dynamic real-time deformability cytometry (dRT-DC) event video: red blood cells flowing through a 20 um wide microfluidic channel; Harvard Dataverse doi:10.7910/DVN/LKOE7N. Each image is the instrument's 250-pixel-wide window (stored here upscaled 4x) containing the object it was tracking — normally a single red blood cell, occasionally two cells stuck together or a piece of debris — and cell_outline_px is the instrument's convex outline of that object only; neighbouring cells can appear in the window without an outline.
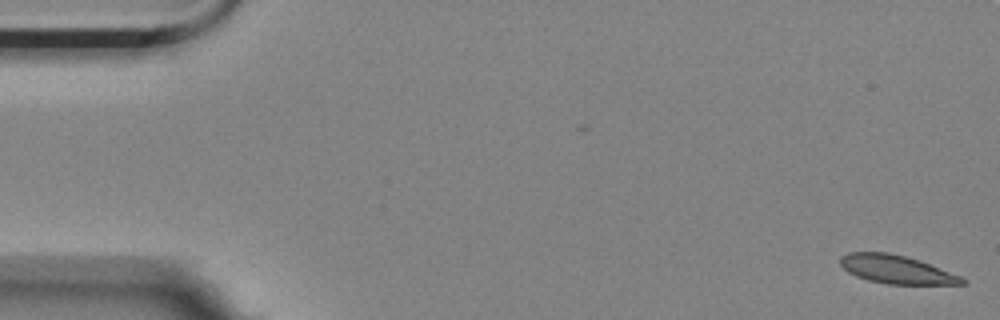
{"species": "Egyptian fruit bat (a non-hibernating species)", "species_latin": "Rousettus aegyptiacus", "temperature_condition": "room temperature", "stored_images_in_passage": 43, "camera_frame_rate_fps": 3000, "um_per_image_px": 0.085, "animal": {"sex": "female"}, "frame": {"image": 1, "passage_image": 1, "time_ms": 0.0, "image_size_px": [1000, 320], "cell_outline_px": [[968, 284], [884, 284], [868, 280], [856, 276], [848, 272], [840, 264], [840, 256], [848, 252], [888, 252], [904, 256], [928, 264], [960, 276], [968, 280]], "centroid_in_image_um": [76.16, 22.91], "position_along_channel_um": 8.8, "area_um2": 19.94}}
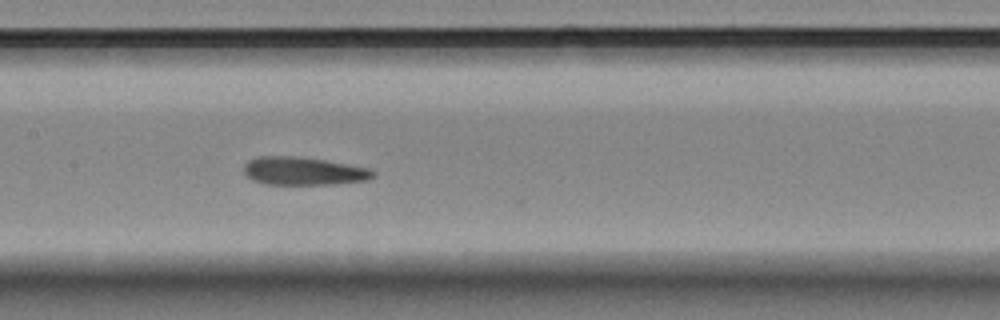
{"frame": {"image": 2, "passage_image": 27, "time_ms": 8.667, "image_size_px": [1000, 320], "cell_outline_px": [[376, 176], [368, 180], [332, 184], [264, 184], [252, 180], [244, 172], [244, 164], [248, 160], [260, 156], [292, 156], [324, 160], [368, 168], [376, 172]], "centroid_in_image_um": [25.79, 14.54], "position_along_channel_um": 181.6, "area_um2": 21.04}}
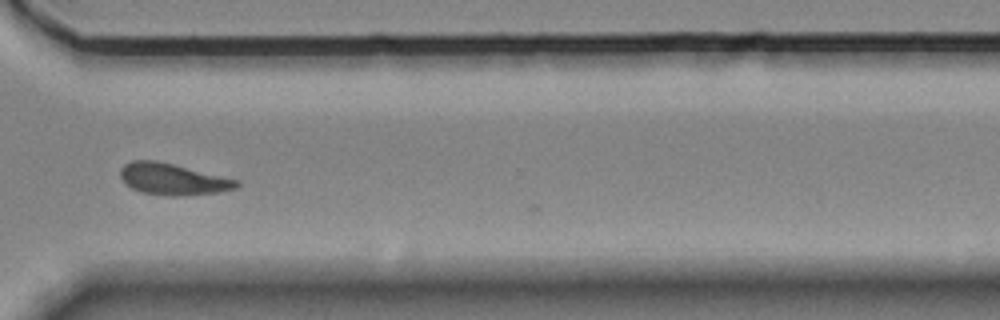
{"frame": {"image": 3, "passage_image": 42, "time_ms": 13.667, "image_size_px": [1000, 320], "cell_outline_px": [[240, 184], [236, 188], [220, 192], [180, 196], [168, 196], [144, 192], [132, 188], [124, 184], [120, 176], [120, 168], [124, 164], [132, 160], [156, 160], [240, 180]], "centroid_in_image_um": [14.68, 15.23], "position_along_channel_um": 355.9, "area_um2": 21.39}}